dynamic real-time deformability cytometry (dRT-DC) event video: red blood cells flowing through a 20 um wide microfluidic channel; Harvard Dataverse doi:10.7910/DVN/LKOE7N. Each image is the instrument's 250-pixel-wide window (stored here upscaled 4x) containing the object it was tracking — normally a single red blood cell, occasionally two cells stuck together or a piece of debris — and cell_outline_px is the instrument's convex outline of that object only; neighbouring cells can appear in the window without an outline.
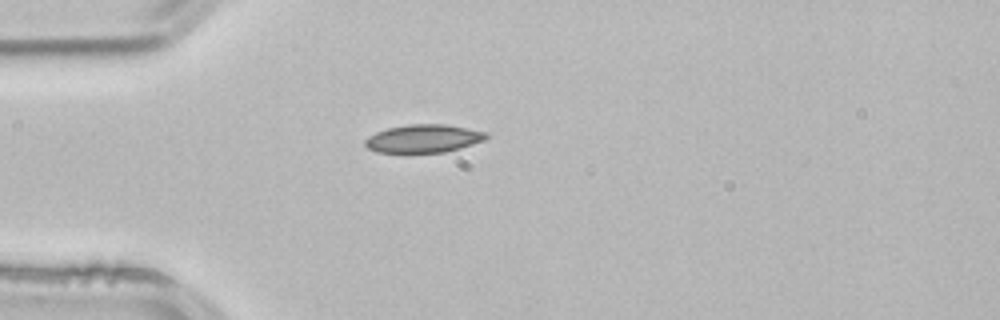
{"species": "common noctule bat (a hibernating species)", "species_latin": "Nyctalus noctula", "temperature_condition": "room temperature", "stored_images_in_passage": 1, "camera_frame_rate_fps": 3000, "um_per_image_px": 0.085, "animal": {"sex": "male", "body_mass_g": 21.5, "forearm_length_mm": 52.0}, "frame": {"image": 1, "passage_image": 1, "time_ms": 0.0, "image_size_px": [1000, 320], "cell_outline_px": [[488, 136], [484, 140], [460, 148], [444, 152], [376, 152], [368, 148], [364, 144], [364, 140], [368, 136], [376, 132], [388, 128], [408, 124], [448, 124], [488, 132]], "centroid_in_image_um": [36.0, 11.76], "position_along_channel_um": 49.0, "area_um2": 19.83}}